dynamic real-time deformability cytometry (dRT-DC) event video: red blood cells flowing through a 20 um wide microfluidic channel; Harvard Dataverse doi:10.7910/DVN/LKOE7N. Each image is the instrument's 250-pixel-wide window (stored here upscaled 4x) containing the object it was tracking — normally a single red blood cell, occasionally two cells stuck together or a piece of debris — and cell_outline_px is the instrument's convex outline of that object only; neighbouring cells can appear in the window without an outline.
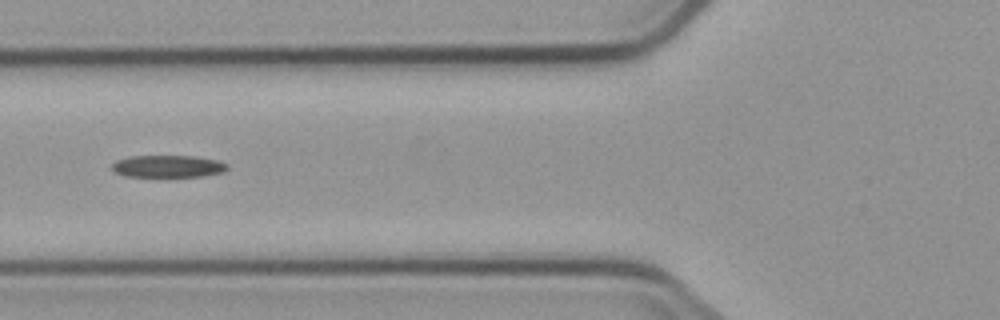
{"species": "common noctule bat (a hibernating species)", "species_latin": "Nyctalus noctula", "temperature_condition": "cold", "stored_images_in_passage": 9, "camera_frame_rate_fps": 3000, "um_per_image_px": 0.085, "animal": {"sex": "male", "body_mass_g": 23.1, "forearm_length_mm": 52.7}, "frame": {"image": 1, "passage_image": 6, "time_ms": 6.0, "image_size_px": [1000, 320], "cell_outline_px": [[228, 168], [224, 172], [204, 176], [124, 176], [116, 172], [112, 168], [112, 164], [116, 160], [132, 156], [192, 156], [216, 160], [228, 164]], "centroid_in_image_um": [14.29, 14.13], "position_along_channel_um": 111.5, "area_um2": 14.74}}
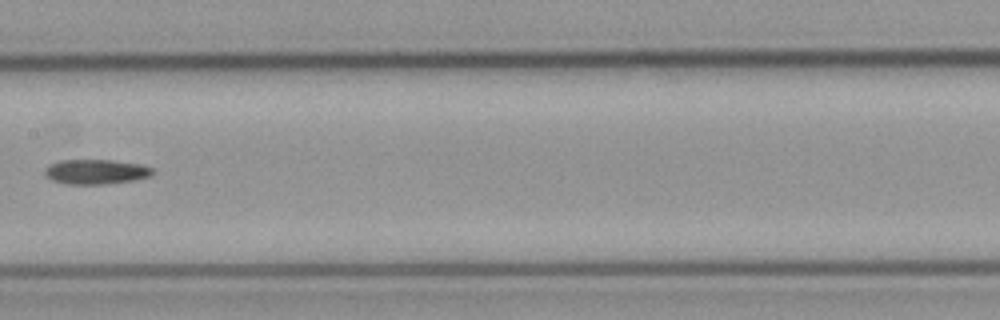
{"frame": {"image": 2, "passage_image": 8, "time_ms": 8.333, "image_size_px": [1000, 320], "cell_outline_px": [[156, 172], [152, 176], [132, 180], [104, 184], [68, 184], [52, 180], [44, 176], [44, 168], [48, 164], [60, 160], [112, 160], [140, 164], [152, 168]], "centroid_in_image_um": [8.13, 14.59], "position_along_channel_um": 199.3, "area_um2": 15.72}}
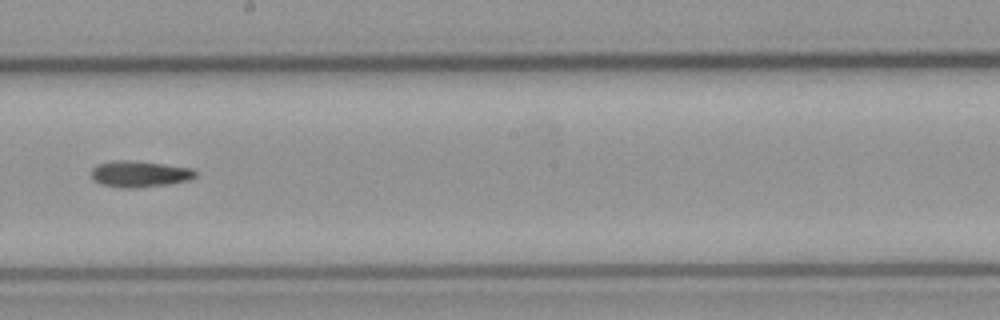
{"frame": {"image": 3, "passage_image": 9, "time_ms": 9.333, "image_size_px": [1000, 320], "cell_outline_px": [[196, 176], [192, 180], [168, 184], [136, 188], [120, 188], [100, 184], [92, 180], [92, 168], [96, 164], [112, 160], [128, 160], [192, 168], [196, 172]], "centroid_in_image_um": [11.83, 14.8], "position_along_channel_um": 236.4, "area_um2": 16.07}}